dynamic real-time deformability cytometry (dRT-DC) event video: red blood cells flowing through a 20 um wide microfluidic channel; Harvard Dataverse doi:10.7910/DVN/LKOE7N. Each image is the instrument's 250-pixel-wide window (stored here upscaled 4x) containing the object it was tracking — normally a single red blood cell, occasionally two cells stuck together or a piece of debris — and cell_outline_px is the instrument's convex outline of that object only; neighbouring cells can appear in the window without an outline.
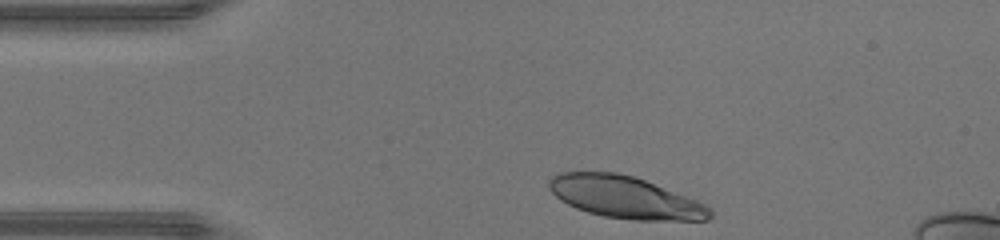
{"species": "human", "species_latin": "Homo sapiens", "temperature_condition": "warm", "stored_images_in_passage": 30, "camera_frame_rate_fps": 3000, "um_per_image_px": 0.085, "donor": {"sex": "male"}, "frame": {"image": 1, "passage_image": 1, "time_ms": 0.0, "image_size_px": [1000, 240], "cell_outline_px": [[712, 216], [708, 220], [632, 220], [604, 216], [588, 212], [576, 208], [560, 200], [548, 188], [548, 180], [552, 176], [560, 172], [616, 172], [632, 176], [644, 180], [696, 200], [704, 204], [712, 212]], "centroid_in_image_um": [53.09, 16.77], "position_along_channel_um": 31.9, "area_um2": 39.13}}
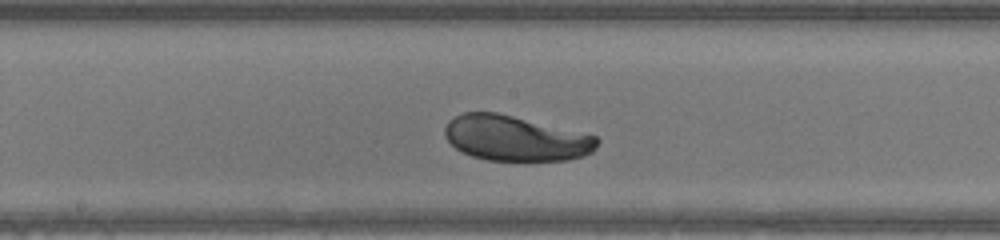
{"frame": {"image": 2, "passage_image": 16, "time_ms": 5.0, "image_size_px": [1000, 240], "cell_outline_px": [[600, 140], [596, 148], [592, 152], [584, 156], [568, 160], [488, 160], [472, 156], [456, 148], [444, 136], [444, 128], [448, 120], [464, 112], [496, 112], [596, 136]], "centroid_in_image_um": [43.8, 11.76], "position_along_channel_um": 204.4, "area_um2": 39.82}}
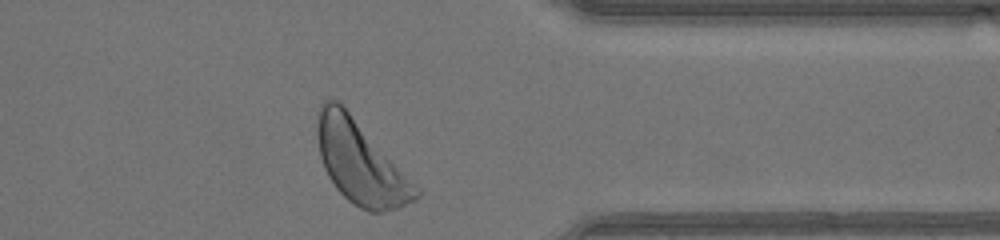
{"frame": {"image": 3, "passage_image": 29, "time_ms": 9.333, "image_size_px": [1000, 240], "cell_outline_px": [[420, 196], [396, 208], [380, 212], [368, 212], [352, 204], [336, 188], [328, 176], [324, 168], [320, 156], [316, 136], [316, 112], [320, 104], [328, 96], [336, 100], [348, 112], [420, 188]], "centroid_in_image_um": [30.58, 13.8], "position_along_channel_um": 380.8, "area_um2": 46.99}, "authors_computed_cell_mechanics": {"area_um2": 40.8935, "velocity_mm_per_s": 4.3744, "shape_relaxation_time_tau1_ms": 1.8603, "shape_relaxation_time_tau2_ms": null, "deformation_change_tau1": 0.1174, "deformation_change_tau2": null}}